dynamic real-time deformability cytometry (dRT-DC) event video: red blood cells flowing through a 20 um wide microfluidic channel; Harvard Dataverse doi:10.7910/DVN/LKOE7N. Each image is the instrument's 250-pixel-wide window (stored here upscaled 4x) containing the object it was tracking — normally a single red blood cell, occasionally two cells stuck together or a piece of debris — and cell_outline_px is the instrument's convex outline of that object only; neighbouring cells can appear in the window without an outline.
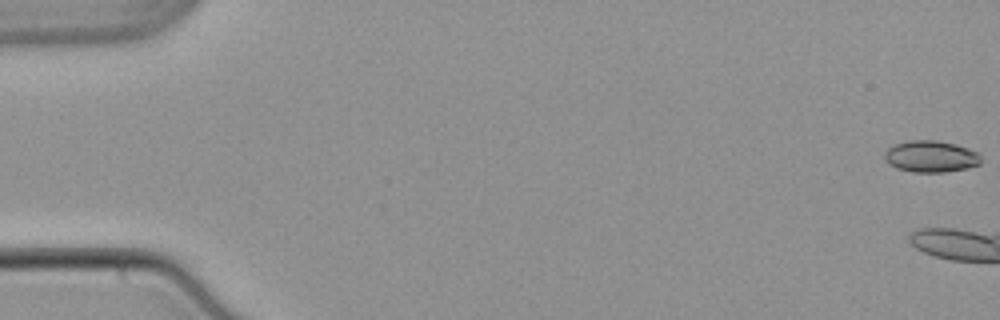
{"species": "common noctule bat (a hibernating species)", "species_latin": "Nyctalus noctula", "temperature_condition": "warm", "stored_images_in_passage": 11, "camera_frame_rate_fps": 3000, "um_per_image_px": 0.085, "animal": {"sex": "male", "body_mass_g": 21.5, "forearm_length_mm": 52.0}, "frame": {"image": 1, "passage_image": 1, "time_ms": 0.0, "image_size_px": [1000, 320], "cell_outline_px": [[980, 164], [964, 168], [944, 172], [912, 172], [896, 168], [888, 164], [884, 160], [884, 152], [892, 144], [908, 140], [936, 140], [956, 144], [980, 152]], "centroid_in_image_um": [79.08, 13.28], "position_along_channel_um": 5.9, "area_um2": 17.98}}